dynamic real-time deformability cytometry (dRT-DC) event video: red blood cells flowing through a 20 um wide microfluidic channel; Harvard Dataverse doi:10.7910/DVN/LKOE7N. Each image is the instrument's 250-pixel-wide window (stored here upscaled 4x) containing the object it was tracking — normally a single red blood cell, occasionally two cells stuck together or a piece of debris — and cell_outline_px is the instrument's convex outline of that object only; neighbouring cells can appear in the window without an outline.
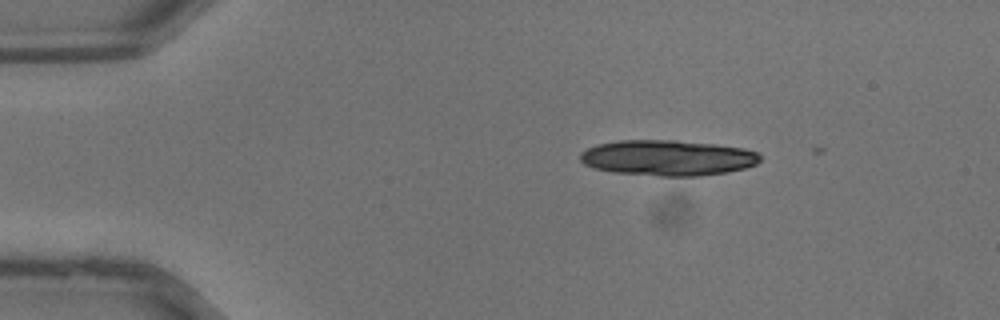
{"species": "common noctule bat (a hibernating species)", "species_latin": "Nyctalus noctula", "temperature_condition": "warm", "stored_images_in_passage": 8, "camera_frame_rate_fps": 3000, "um_per_image_px": 0.085, "animal": {"sex": "male", "body_mass_g": 13.3}, "frame": {"image": 1, "passage_image": 3, "time_ms": 0.667, "image_size_px": [1000, 320], "cell_outline_px": [[760, 160], [756, 164], [744, 168], [728, 172], [700, 176], [660, 176], [612, 172], [592, 168], [584, 164], [580, 160], [580, 152], [596, 144], [616, 140], [676, 140], [716, 144], [744, 148], [756, 152], [760, 156]], "centroid_in_image_um": [56.72, 13.41], "position_along_channel_um": 28.3, "area_um2": 37.63}}